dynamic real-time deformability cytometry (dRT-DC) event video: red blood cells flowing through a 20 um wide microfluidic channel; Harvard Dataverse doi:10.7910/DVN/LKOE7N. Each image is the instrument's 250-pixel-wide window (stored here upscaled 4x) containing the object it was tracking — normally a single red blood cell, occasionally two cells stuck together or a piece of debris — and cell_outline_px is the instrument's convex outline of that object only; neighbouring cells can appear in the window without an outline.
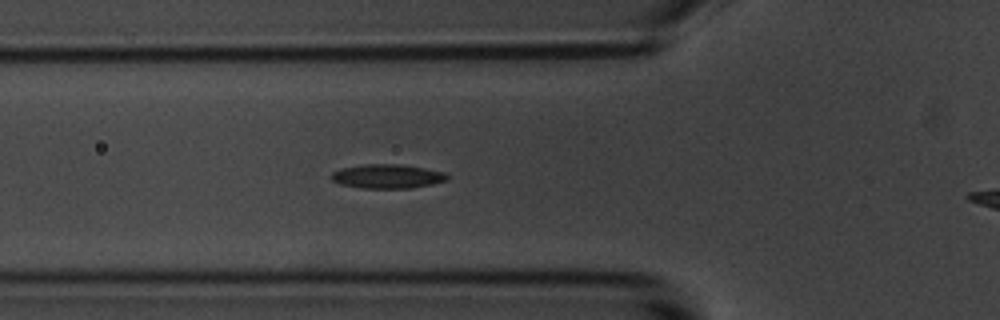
{"species": "common noctule bat (a hibernating species)", "species_latin": "Nyctalus noctula", "temperature_condition": "room temperature", "stored_images_in_passage": 8, "camera_frame_rate_fps": 3000, "um_per_image_px": 0.085, "animal": {"sex": "male", "body_mass_g": 20.1, "forearm_length_mm": 53.5}, "frame": {"image": 1, "passage_image": 7, "time_ms": 7.667, "image_size_px": [1000, 320], "cell_outline_px": [[448, 180], [432, 184], [412, 188], [360, 188], [340, 184], [332, 180], [328, 176], [332, 172], [340, 168], [364, 164], [400, 164], [424, 168], [444, 172], [448, 176]], "centroid_in_image_um": [32.88, 14.98], "position_along_channel_um": 92.9, "area_um2": 16.42}}